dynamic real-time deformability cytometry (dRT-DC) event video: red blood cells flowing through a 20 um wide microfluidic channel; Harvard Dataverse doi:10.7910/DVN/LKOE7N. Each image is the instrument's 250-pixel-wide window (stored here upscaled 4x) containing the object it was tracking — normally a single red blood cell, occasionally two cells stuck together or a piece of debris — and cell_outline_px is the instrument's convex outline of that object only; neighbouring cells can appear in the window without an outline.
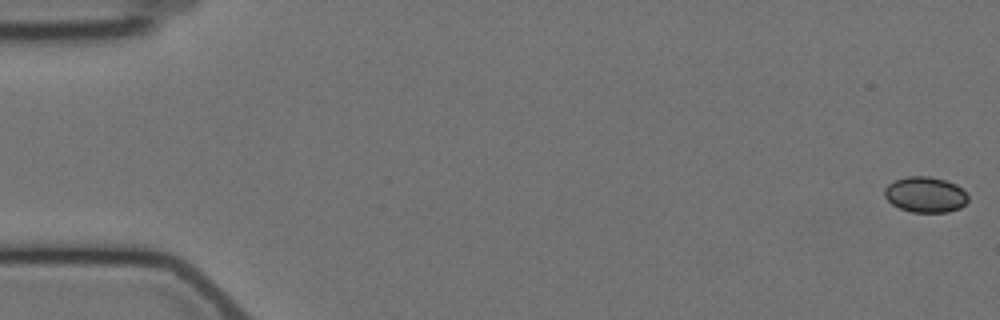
{"species": "Egyptian fruit bat (a non-hibernating species)", "species_latin": "Rousettus aegyptiacus", "temperature_condition": "cold", "stored_images_in_passage": 58, "camera_frame_rate_fps": 3000, "um_per_image_px": 0.085, "animal": {"sex": "female"}, "frame": {"image": 1, "passage_image": 1, "time_ms": 0.0, "image_size_px": [1000, 320], "cell_outline_px": [[968, 200], [960, 208], [948, 212], [912, 212], [900, 208], [892, 204], [884, 196], [884, 188], [888, 184], [896, 180], [908, 176], [928, 176], [944, 180], [956, 184], [968, 196]], "centroid_in_image_um": [78.64, 16.54], "position_along_channel_um": 6.4, "area_um2": 17.22}}
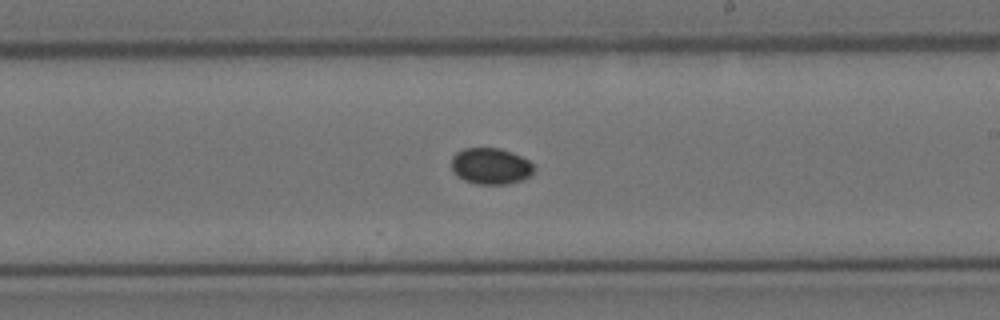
{"frame": {"image": 2, "passage_image": 34, "time_ms": 11.0, "image_size_px": [1000, 320], "cell_outline_px": [[536, 168], [528, 176], [520, 180], [508, 184], [476, 184], [464, 180], [456, 176], [452, 172], [452, 156], [456, 152], [464, 148], [500, 148], [512, 152], [528, 160]], "centroid_in_image_um": [41.67, 14.12], "position_along_channel_um": 247.3, "area_um2": 17.51}}
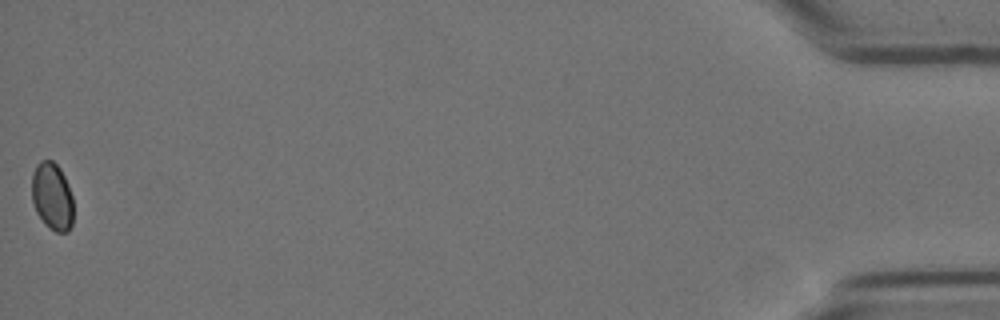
{"frame": {"image": 3, "passage_image": 58, "time_ms": 19.0, "image_size_px": [1000, 320], "cell_outline_px": [[72, 224], [68, 232], [56, 232], [44, 224], [36, 212], [32, 200], [32, 172], [36, 164], [40, 160], [52, 160], [60, 168], [68, 184], [72, 196]], "centroid_in_image_um": [4.42, 16.68], "position_along_channel_um": 430.8, "area_um2": 16.47}}